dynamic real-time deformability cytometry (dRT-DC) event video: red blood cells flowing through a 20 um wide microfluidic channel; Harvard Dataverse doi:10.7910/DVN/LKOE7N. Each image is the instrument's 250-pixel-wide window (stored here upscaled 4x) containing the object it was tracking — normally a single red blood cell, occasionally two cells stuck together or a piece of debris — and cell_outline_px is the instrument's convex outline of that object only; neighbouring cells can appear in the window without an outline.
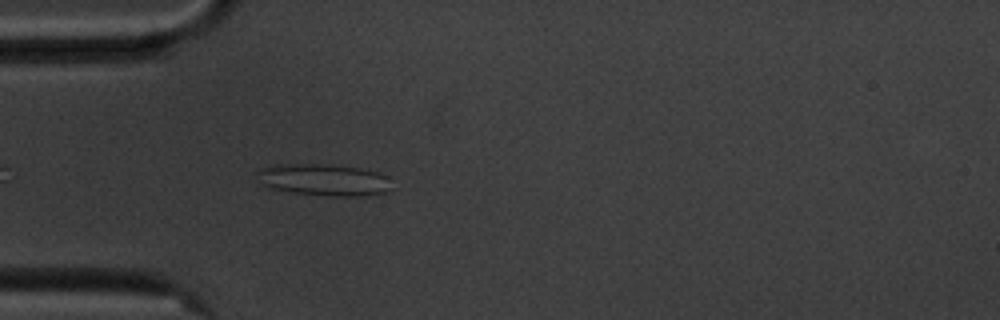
{"species": "common noctule bat (a hibernating species)", "species_latin": "Nyctalus noctula", "temperature_condition": "cold", "stored_images_in_passage": 38, "camera_frame_rate_fps": 3000, "um_per_image_px": 0.085, "animal": {"sex": "male", "body_mass_g": 20.1, "forearm_length_mm": 53.5}, "frame": {"image": 1, "passage_image": 4, "time_ms": 1.0, "image_size_px": [1000, 320], "cell_outline_px": [[388, 192], [368, 196], [332, 196], [292, 192], [268, 188], [260, 184], [260, 168], [276, 164], [328, 164], [360, 168], [380, 172], [388, 176]], "centroid_in_image_um": [27.55, 15.28], "position_along_channel_um": 57.5, "area_um2": 24.97}}
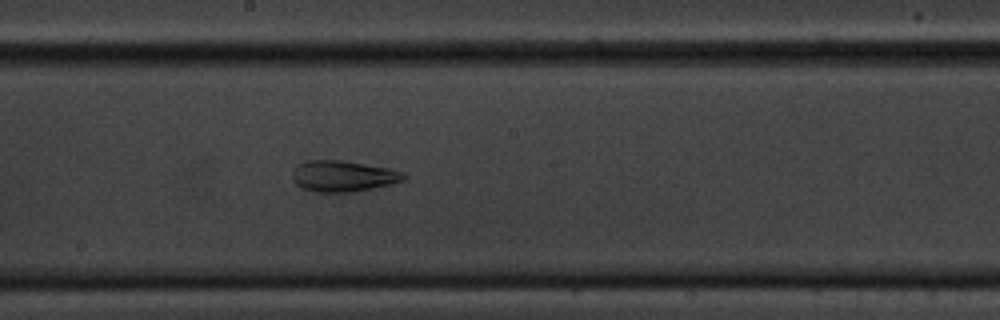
{"frame": {"image": 2, "passage_image": 18, "time_ms": 5.667, "image_size_px": [1000, 320], "cell_outline_px": [[408, 180], [392, 184], [356, 192], [316, 192], [304, 188], [296, 184], [292, 180], [292, 176], [296, 168], [304, 160], [340, 160], [388, 168], [400, 172], [408, 176]], "centroid_in_image_um": [29.2, 14.98], "position_along_channel_um": 219.0, "area_um2": 20.17}}
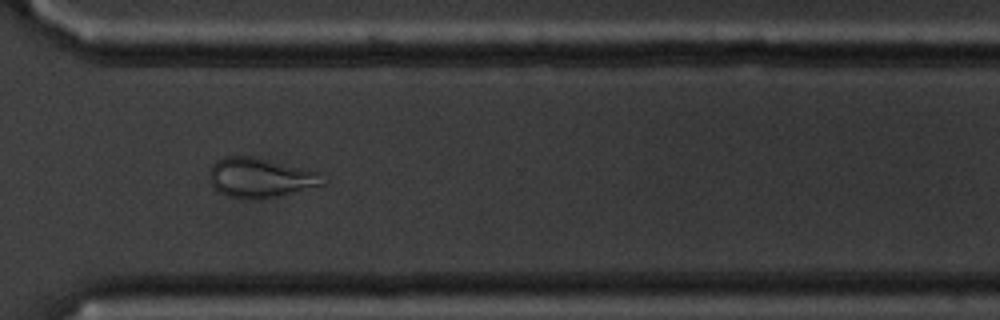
{"frame": {"image": 3, "passage_image": 29, "time_ms": 9.333, "image_size_px": [1000, 320], "cell_outline_px": [[324, 184], [276, 196], [228, 196], [220, 192], [212, 184], [208, 176], [208, 172], [212, 164], [216, 160], [224, 156], [248, 156], [304, 168], [320, 172]], "centroid_in_image_um": [22.08, 15.05], "position_along_channel_um": 348.5, "area_um2": 25.09}, "authors_computed_cell_mechanics": {"area_um2": 20.9525, "velocity_mm_per_s": 3.5458, "shape_relaxation_time_tau1_ms": null, "shape_relaxation_time_tau2_ms": 2.0952, "deformation_change_tau1": null, "deformation_change_tau2": 0.0992}}